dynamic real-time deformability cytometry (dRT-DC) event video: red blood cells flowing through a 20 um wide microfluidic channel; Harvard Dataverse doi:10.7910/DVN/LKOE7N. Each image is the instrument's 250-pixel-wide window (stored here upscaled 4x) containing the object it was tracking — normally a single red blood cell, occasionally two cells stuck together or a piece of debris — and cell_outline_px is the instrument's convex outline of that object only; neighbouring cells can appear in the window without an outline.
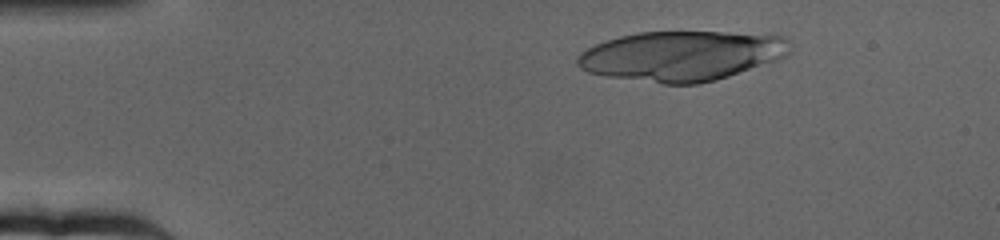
{"species": "human", "species_latin": "Homo sapiens", "temperature_condition": "cold", "stored_images_in_passage": 62, "camera_frame_rate_fps": 3000, "um_per_image_px": 0.085, "donor": {"sex": "female"}, "frame": {"image": 1, "passage_image": 9, "time_ms": 2.667, "image_size_px": [1000, 240], "cell_outline_px": [[792, 52], [776, 60], [716, 80], [700, 84], [664, 84], [604, 76], [588, 72], [580, 68], [576, 64], [576, 56], [580, 52], [596, 44], [620, 36], [640, 32], [728, 32], [788, 36], [792, 44]], "centroid_in_image_um": [57.96, 4.75], "position_along_channel_um": 27.0, "area_um2": 62.14}}